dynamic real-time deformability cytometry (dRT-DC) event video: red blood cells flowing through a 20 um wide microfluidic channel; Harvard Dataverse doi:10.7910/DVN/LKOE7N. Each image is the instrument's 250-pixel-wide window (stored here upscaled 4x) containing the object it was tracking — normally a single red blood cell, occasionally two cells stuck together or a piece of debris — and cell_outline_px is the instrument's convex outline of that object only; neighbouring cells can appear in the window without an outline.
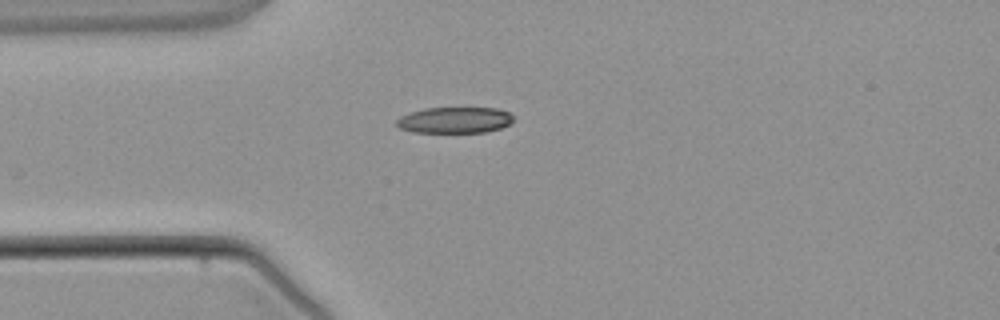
{"species": "common noctule bat (a hibernating species)", "species_latin": "Nyctalus noctula", "temperature_condition": "warm", "stored_images_in_passage": 1, "camera_frame_rate_fps": 3000, "um_per_image_px": 0.085, "animal": {"sex": "male", "body_mass_g": 21.5, "forearm_length_mm": 52.0}, "frame": {"image": 1, "passage_image": 1, "time_ms": 0.0, "image_size_px": [1000, 320], "cell_outline_px": [[512, 120], [508, 124], [500, 128], [484, 132], [412, 132], [400, 128], [396, 124], [396, 120], [400, 116], [424, 108], [496, 108], [508, 112], [512, 116]], "centroid_in_image_um": [38.61, 10.2], "position_along_channel_um": 46.4, "area_um2": 17.57}}